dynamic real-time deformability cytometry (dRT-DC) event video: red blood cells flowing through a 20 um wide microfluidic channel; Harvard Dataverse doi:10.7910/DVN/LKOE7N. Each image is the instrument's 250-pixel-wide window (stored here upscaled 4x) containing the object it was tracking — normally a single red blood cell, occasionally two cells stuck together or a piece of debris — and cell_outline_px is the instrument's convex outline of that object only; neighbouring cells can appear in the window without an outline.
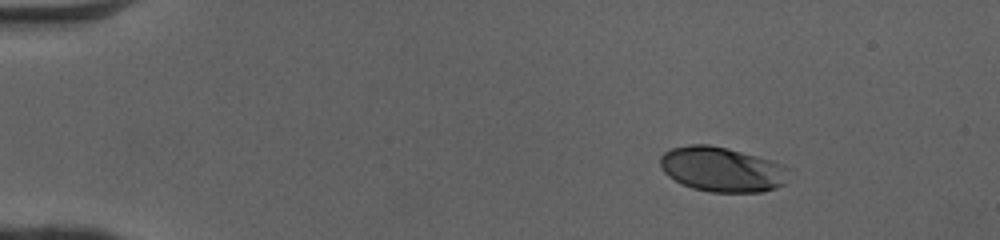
{"species": "human", "species_latin": "Homo sapiens", "temperature_condition": "cold", "stored_images_in_passage": 44, "camera_frame_rate_fps": 3000, "um_per_image_px": 0.085, "donor": {"sex": "female"}, "frame": {"image": 1, "passage_image": 1, "time_ms": 0.0, "image_size_px": [1000, 240], "cell_outline_px": [[792, 168], [784, 184], [776, 188], [764, 192], [712, 192], [692, 188], [668, 176], [660, 168], [660, 156], [664, 152], [672, 148], [688, 144], [708, 144], [728, 148], [756, 156]], "centroid_in_image_um": [61.37, 14.39], "position_along_channel_um": 23.6, "area_um2": 33.7}}
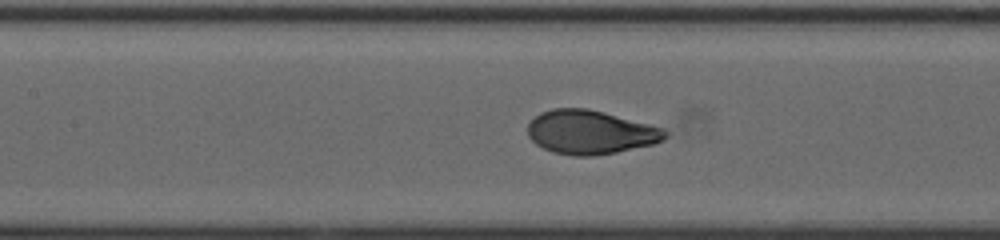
{"frame": {"image": 2, "passage_image": 18, "time_ms": 5.667, "image_size_px": [1000, 240], "cell_outline_px": [[668, 136], [664, 140], [652, 144], [616, 152], [592, 156], [572, 156], [552, 152], [536, 144], [528, 136], [528, 124], [540, 112], [552, 108], [588, 108], [604, 112], [664, 128], [668, 132]], "centroid_in_image_um": [50.18, 11.23], "position_along_channel_um": 157.2, "area_um2": 35.14}}
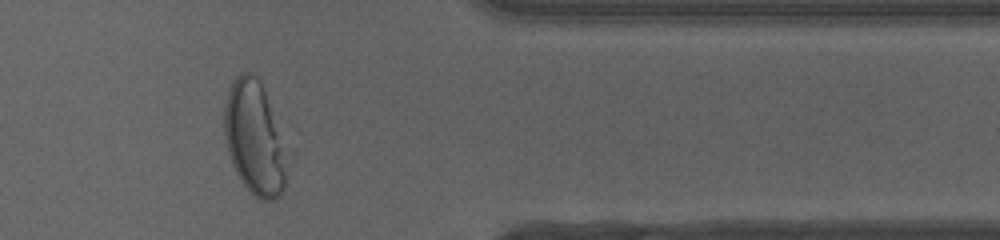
{"frame": {"image": 3, "passage_image": 36, "time_ms": 11.667, "image_size_px": [1000, 240], "cell_outline_px": [[284, 188], [280, 196], [276, 200], [260, 200], [240, 180], [232, 164], [228, 152], [224, 136], [224, 104], [228, 92], [236, 76], [240, 72], [252, 72], [260, 80], [268, 104], [276, 132], [280, 148], [284, 172]], "centroid_in_image_um": [21.51, 11.74], "position_along_channel_um": 389.9, "area_um2": 39.25}, "authors_computed_cell_mechanics": {"area_um2": 35.2291, "velocity_mm_per_s": 4.0842, "shape_relaxation_time_tau1_ms": 2.4204, "shape_relaxation_time_tau2_ms": null, "deformation_change_tau1": 0.1665, "deformation_change_tau2": null}}